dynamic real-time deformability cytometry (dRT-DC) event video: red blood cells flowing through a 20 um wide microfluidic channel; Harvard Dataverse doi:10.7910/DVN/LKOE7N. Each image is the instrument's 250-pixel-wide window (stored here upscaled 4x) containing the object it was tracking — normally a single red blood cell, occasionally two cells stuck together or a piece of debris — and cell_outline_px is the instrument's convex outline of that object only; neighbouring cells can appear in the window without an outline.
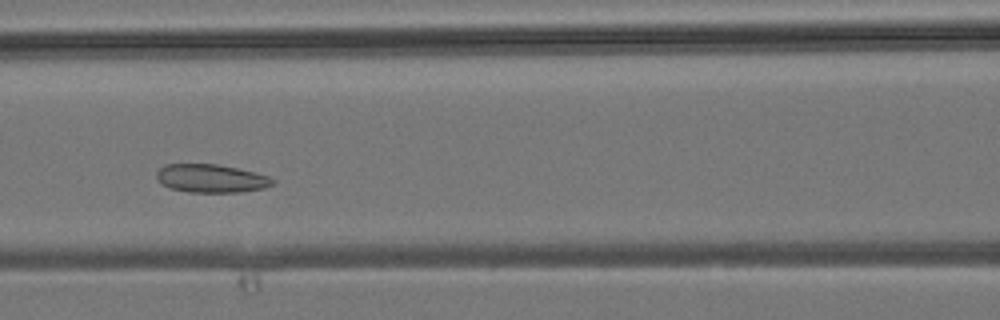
{"species": "common noctule bat (a hibernating species)", "species_latin": "Nyctalus noctula", "temperature_condition": "room temperature", "stored_images_in_passage": 40, "camera_frame_rate_fps": 3000, "um_per_image_px": 0.085, "animal": {"sex": "male", "body_mass_g": 19.2, "forearm_length_mm": 51.8}, "frame": {"image": 1, "passage_image": 14, "time_ms": 4.333, "image_size_px": [1000, 320], "cell_outline_px": [[276, 184], [264, 188], [240, 192], [188, 192], [172, 188], [164, 184], [156, 176], [156, 172], [164, 164], [216, 164], [256, 172], [268, 176], [276, 180]], "centroid_in_image_um": [18.0, 15.16], "position_along_channel_um": 148.6, "area_um2": 19.07}}
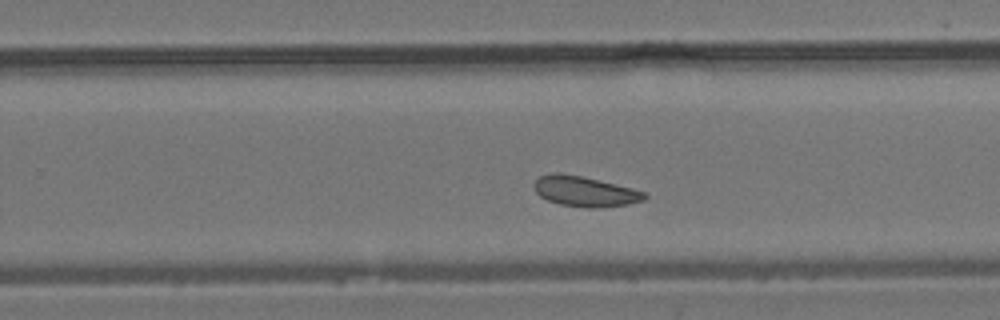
{"frame": {"image": 2, "passage_image": 23, "time_ms": 7.333, "image_size_px": [1000, 320], "cell_outline_px": [[648, 196], [644, 200], [628, 204], [600, 208], [584, 208], [560, 204], [548, 200], [540, 196], [532, 188], [532, 184], [540, 176], [552, 172], [560, 172], [580, 176], [632, 188], [648, 192]], "centroid_in_image_um": [49.71, 16.27], "position_along_channel_um": 280.1, "area_um2": 19.65}}
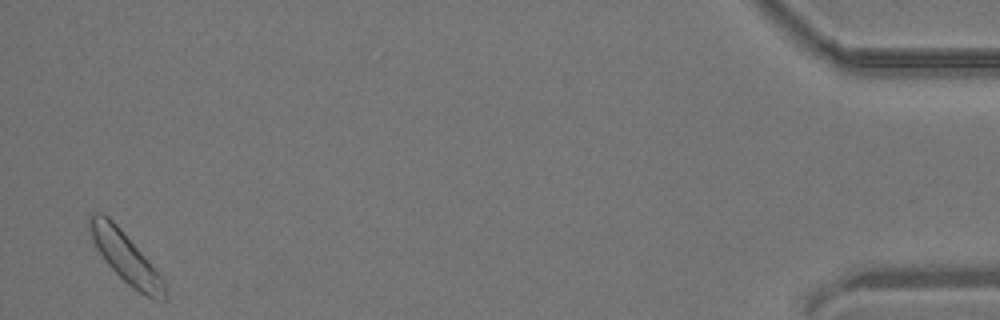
{"frame": {"image": 3, "passage_image": 39, "time_ms": 12.667, "image_size_px": [1000, 320], "cell_outline_px": [[168, 296], [164, 300], [152, 300], [132, 288], [104, 260], [96, 248], [88, 232], [88, 216], [92, 212], [100, 212], [108, 216], [120, 228], [164, 276]], "centroid_in_image_um": [10.71, 21.88], "position_along_channel_um": 424.5, "area_um2": 22.66}}